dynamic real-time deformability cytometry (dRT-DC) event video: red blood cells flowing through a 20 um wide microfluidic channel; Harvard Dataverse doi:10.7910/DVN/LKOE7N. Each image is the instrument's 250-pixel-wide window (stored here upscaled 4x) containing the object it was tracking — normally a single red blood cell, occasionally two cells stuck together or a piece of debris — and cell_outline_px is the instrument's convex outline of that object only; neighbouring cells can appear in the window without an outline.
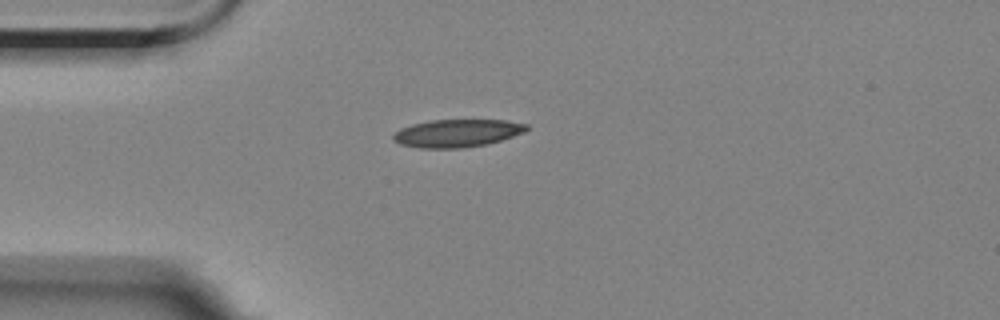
{"species": "Egyptian fruit bat (a non-hibernating species)", "species_latin": "Rousettus aegyptiacus", "temperature_condition": "room temperature", "stored_images_in_passage": 1, "camera_frame_rate_fps": 3000, "um_per_image_px": 0.085, "animal": {"sex": "female"}, "frame": {"image": 1, "passage_image": 1, "time_ms": 0.0, "image_size_px": [1000, 320], "cell_outline_px": [[528, 128], [524, 132], [488, 144], [464, 148], [420, 148], [400, 144], [392, 140], [392, 136], [400, 128], [412, 124], [432, 120], [508, 120], [528, 124]], "centroid_in_image_um": [38.84, 11.32], "position_along_channel_um": 46.2, "area_um2": 21.62}}